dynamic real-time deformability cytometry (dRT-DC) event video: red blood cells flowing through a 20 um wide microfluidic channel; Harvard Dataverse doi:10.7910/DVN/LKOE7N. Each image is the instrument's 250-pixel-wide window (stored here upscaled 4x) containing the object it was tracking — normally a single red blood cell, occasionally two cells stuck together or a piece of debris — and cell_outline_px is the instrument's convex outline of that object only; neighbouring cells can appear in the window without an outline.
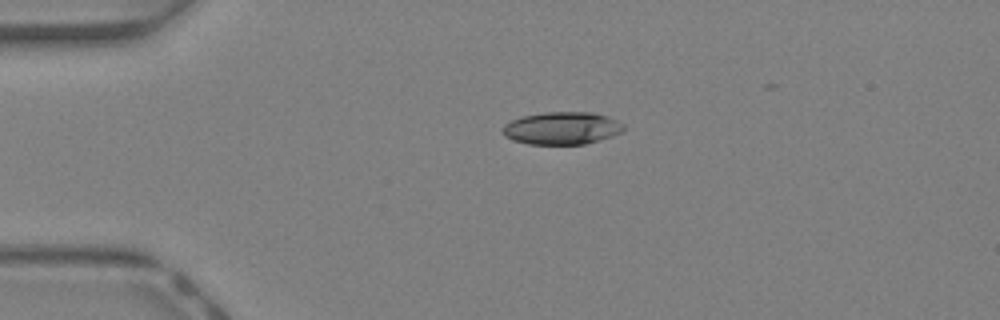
{"species": "Egyptian fruit bat (a non-hibernating species)", "species_latin": "Rousettus aegyptiacus", "temperature_condition": "warm", "stored_images_in_passage": 30, "camera_frame_rate_fps": 3000, "um_per_image_px": 0.085, "animal": {"sex": "female"}, "frame": {"image": 1, "passage_image": 1, "time_ms": 0.0, "image_size_px": [1000, 320], "cell_outline_px": [[624, 128], [620, 132], [612, 136], [584, 144], [528, 144], [512, 140], [504, 136], [504, 124], [512, 120], [524, 116], [544, 112], [592, 112], [608, 116], [624, 124]], "centroid_in_image_um": [47.77, 10.89], "position_along_channel_um": 37.2, "area_um2": 22.83}}
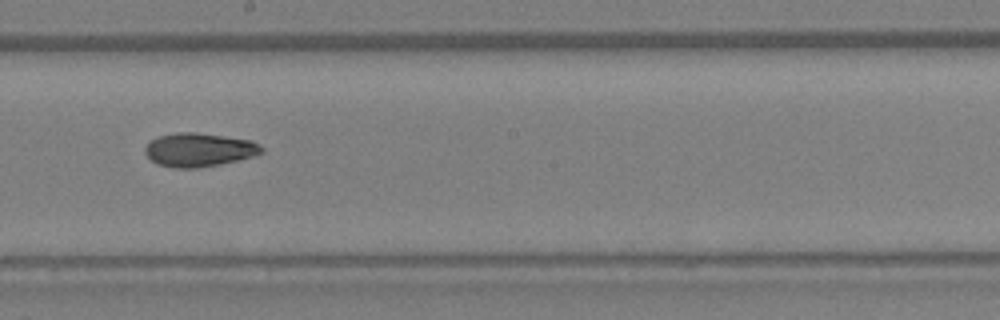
{"frame": {"image": 2, "passage_image": 16, "time_ms": 5.0, "image_size_px": [1000, 320], "cell_outline_px": [[264, 152], [252, 156], [220, 164], [196, 168], [176, 168], [156, 164], [144, 152], [144, 148], [152, 140], [160, 136], [176, 132], [196, 132], [252, 140], [260, 144], [264, 148]], "centroid_in_image_um": [16.93, 12.73], "position_along_channel_um": 231.3, "area_um2": 22.77}}
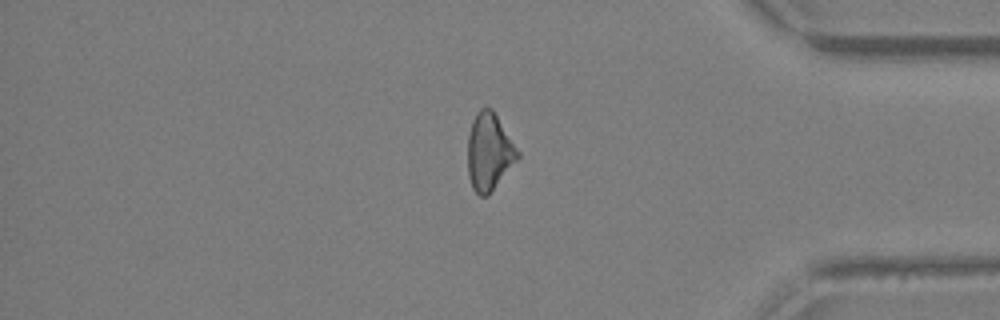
{"frame": {"image": 3, "passage_image": 28, "time_ms": 9.0, "image_size_px": [1000, 320], "cell_outline_px": [[520, 156], [488, 196], [480, 196], [472, 188], [468, 176], [468, 136], [472, 120], [476, 112], [480, 108], [492, 108], [520, 152]], "centroid_in_image_um": [41.57, 12.9], "position_along_channel_um": 393.6, "area_um2": 22.48}, "authors_computed_cell_mechanics": {"area_um2": 22.4264, "velocity_mm_per_s": 4.6707, "shape_relaxation_time_tau1_ms": 3.6827, "shape_relaxation_time_tau2_ms": 3.8627, "deformation_change_tau1": 0.1228, "deformation_change_tau2": 0.1226}}